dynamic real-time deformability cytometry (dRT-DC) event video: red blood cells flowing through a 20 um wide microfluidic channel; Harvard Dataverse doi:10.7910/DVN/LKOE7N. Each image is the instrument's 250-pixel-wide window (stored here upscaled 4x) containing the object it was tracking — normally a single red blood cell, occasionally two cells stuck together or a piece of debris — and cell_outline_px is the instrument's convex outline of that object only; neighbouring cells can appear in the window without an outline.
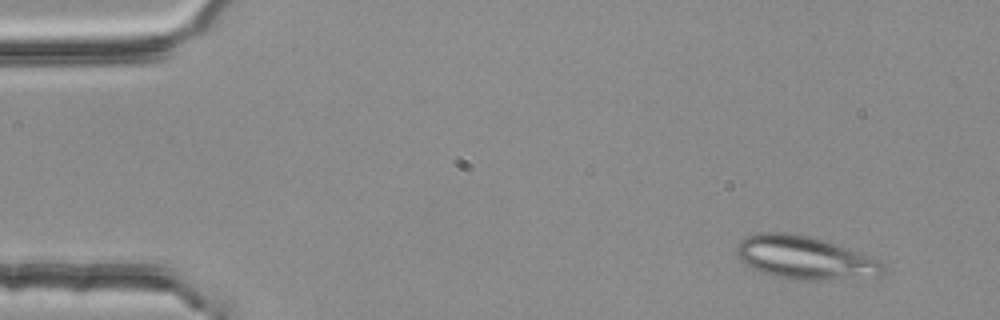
{"species": "common noctule bat (a hibernating species)", "species_latin": "Nyctalus noctula", "temperature_condition": "room temperature", "stored_images_in_passage": 4, "segment_of_instrument_passage": [1, 2], "camera_frame_rate_fps": 3000, "um_per_image_px": 0.085, "animal": {"sex": "female", "body_mass_g": 25.1}, "frame": {"image": 1, "passage_image": 1, "time_ms": 0.0, "image_size_px": [1000, 320], "cell_outline_px": [[884, 272], [880, 276], [824, 280], [792, 280], [760, 272], [740, 260], [736, 252], [736, 244], [744, 236], [756, 232], [792, 232], [812, 236], [848, 248], [880, 260], [884, 264]], "centroid_in_image_um": [68.38, 21.89], "position_along_channel_um": 16.6, "area_um2": 37.22}}